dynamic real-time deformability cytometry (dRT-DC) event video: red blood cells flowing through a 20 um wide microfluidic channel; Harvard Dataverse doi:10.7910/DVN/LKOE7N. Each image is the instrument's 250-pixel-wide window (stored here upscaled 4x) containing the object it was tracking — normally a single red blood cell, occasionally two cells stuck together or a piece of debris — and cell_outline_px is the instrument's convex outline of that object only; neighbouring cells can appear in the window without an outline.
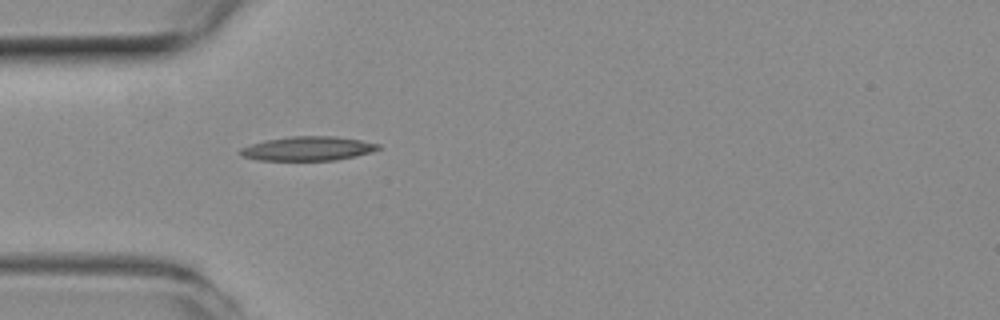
{"species": "common noctule bat (a hibernating species)", "species_latin": "Nyctalus noctula", "temperature_condition": "room temperature", "stored_images_in_passage": 37, "camera_frame_rate_fps": 3000, "um_per_image_px": 0.085, "animal": {"sex": "female", "body_mass_g": 19.3, "forearm_length_mm": 54.1}, "frame": {"image": 1, "passage_image": 1, "time_ms": 0.0, "image_size_px": [1000, 320], "cell_outline_px": [[380, 148], [372, 152], [356, 156], [336, 160], [256, 160], [240, 156], [236, 152], [240, 148], [252, 144], [268, 140], [292, 136], [336, 136], [360, 140], [380, 144]], "centroid_in_image_um": [26.15, 12.63], "position_along_channel_um": 58.8, "area_um2": 19.48}}
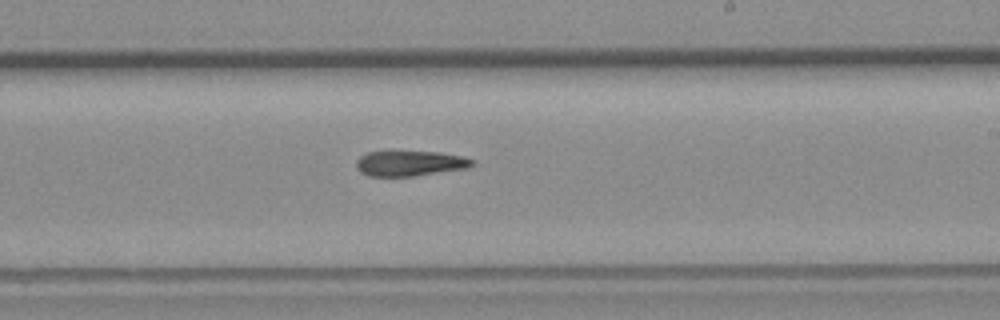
{"frame": {"image": 2, "passage_image": 16, "time_ms": 5.0, "image_size_px": [1000, 320], "cell_outline_px": [[476, 164], [468, 168], [416, 176], [368, 176], [360, 172], [356, 168], [356, 160], [360, 156], [368, 152], [388, 148], [440, 152], [460, 156], [476, 160]], "centroid_in_image_um": [34.81, 13.83], "position_along_channel_um": 254.2, "area_um2": 18.21}}
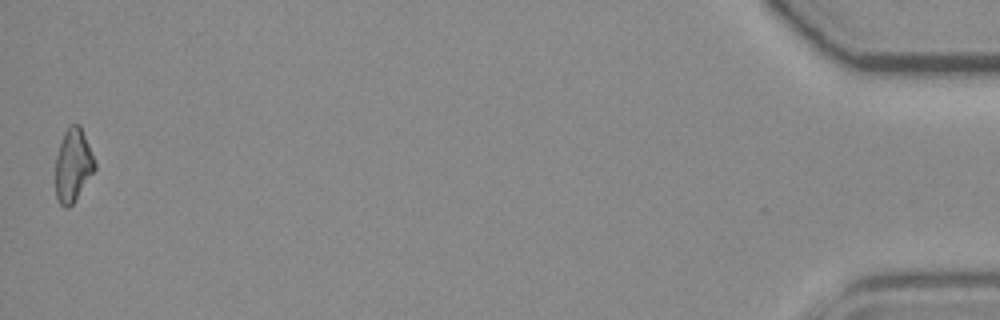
{"frame": {"image": 3, "passage_image": 37, "time_ms": 12.0, "image_size_px": [1000, 320], "cell_outline_px": [[96, 168], [72, 204], [68, 208], [64, 208], [60, 204], [56, 196], [56, 156], [64, 132], [68, 124], [80, 124], [96, 164]], "centroid_in_image_um": [6.2, 14.03], "position_along_channel_um": 429.0, "area_um2": 16.53}}